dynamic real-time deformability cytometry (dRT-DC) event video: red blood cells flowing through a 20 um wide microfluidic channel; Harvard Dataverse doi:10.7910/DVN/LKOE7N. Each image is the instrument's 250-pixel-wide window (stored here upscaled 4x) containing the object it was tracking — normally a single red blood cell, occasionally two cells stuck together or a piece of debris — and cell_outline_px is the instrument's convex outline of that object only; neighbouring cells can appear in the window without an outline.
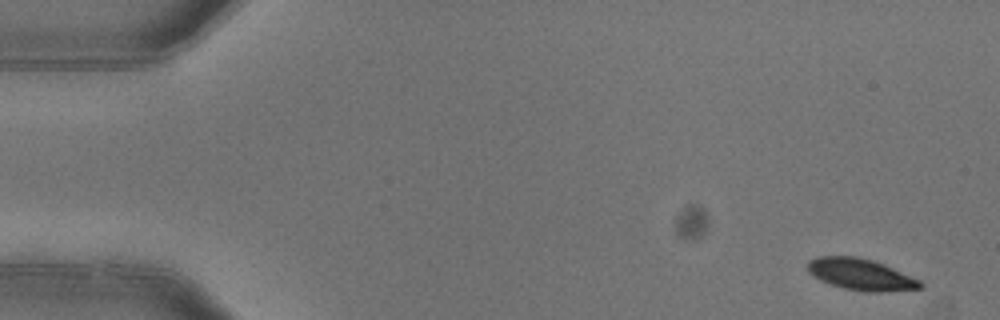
{"species": "common noctule bat (a hibernating species)", "species_latin": "Nyctalus noctula", "temperature_condition": "warm", "stored_images_in_passage": 4, "segment_of_instrument_passage": [2, 2], "camera_frame_rate_fps": 3000, "um_per_image_px": 0.085, "animal": {"sex": "female"}, "frame": {"image": 1, "passage_image": 4, "time_ms": 1.0, "image_size_px": [1000, 320], "cell_outline_px": [[924, 288], [880, 292], [864, 292], [844, 288], [820, 280], [812, 276], [808, 272], [808, 260], [816, 256], [856, 256], [872, 260], [884, 264], [920, 280], [924, 284]], "centroid_in_image_um": [73.17, 23.32], "position_along_channel_um": 11.8, "area_um2": 20.75}}